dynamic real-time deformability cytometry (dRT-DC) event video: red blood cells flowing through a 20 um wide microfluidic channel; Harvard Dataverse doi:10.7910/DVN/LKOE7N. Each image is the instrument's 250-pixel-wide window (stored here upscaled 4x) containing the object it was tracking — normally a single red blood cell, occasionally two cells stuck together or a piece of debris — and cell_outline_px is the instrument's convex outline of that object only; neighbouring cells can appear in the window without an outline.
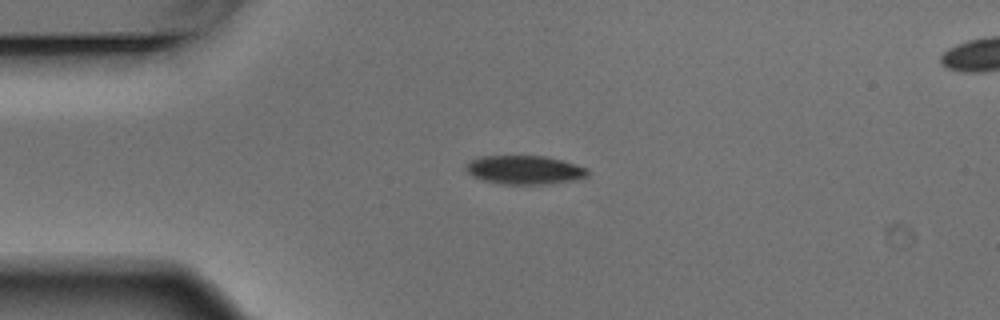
{"species": "Egyptian fruit bat (a non-hibernating species)", "species_latin": "Rousettus aegyptiacus", "temperature_condition": "warm", "stored_images_in_passage": 6, "camera_frame_rate_fps": 3000, "um_per_image_px": 0.085, "animal": {"sex": "male"}, "frame": {"image": 1, "passage_image": 3, "time_ms": 0.667, "image_size_px": [1000, 320], "cell_outline_px": [[588, 176], [580, 180], [544, 184], [504, 184], [484, 180], [472, 176], [464, 168], [464, 164], [480, 156], [544, 156], [560, 160], [588, 168]], "centroid_in_image_um": [44.59, 14.44], "position_along_channel_um": 40.4, "area_um2": 20.4}}
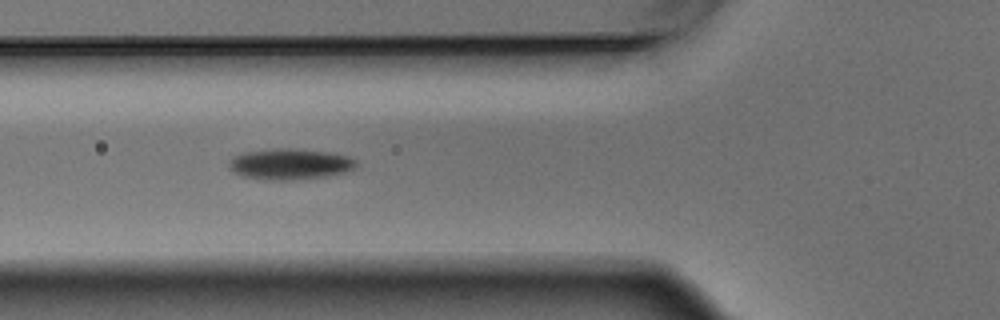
{"frame": {"image": 2, "passage_image": 5, "time_ms": 1.333, "image_size_px": [1000, 320], "cell_outline_px": [[356, 168], [344, 172], [328, 176], [292, 180], [264, 180], [240, 176], [232, 172], [228, 168], [228, 164], [236, 156], [244, 152], [280, 148], [288, 148], [332, 152], [348, 156], [356, 160]], "centroid_in_image_um": [24.65, 13.96], "position_along_channel_um": 101.2, "area_um2": 23.06}}
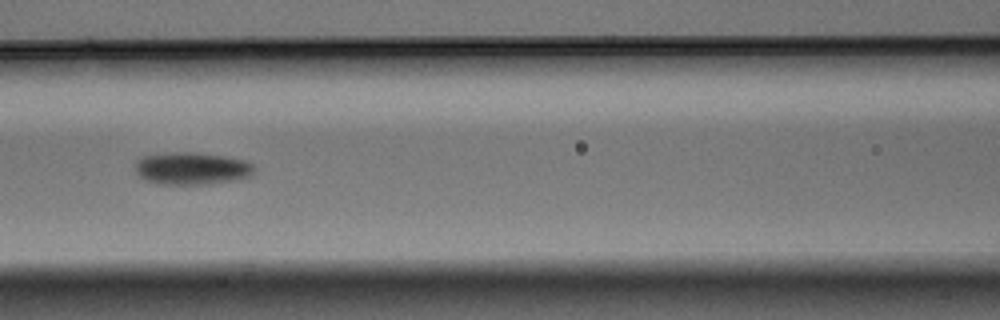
{"frame": {"image": 3, "passage_image": 6, "time_ms": 1.667, "image_size_px": [1000, 320], "cell_outline_px": [[256, 172], [248, 176], [236, 180], [212, 184], [156, 184], [144, 180], [136, 172], [136, 160], [140, 156], [172, 152], [196, 152], [224, 156], [244, 160], [252, 164], [256, 168]], "centroid_in_image_um": [16.3, 14.32], "position_along_channel_um": 150.3, "area_um2": 22.77}}